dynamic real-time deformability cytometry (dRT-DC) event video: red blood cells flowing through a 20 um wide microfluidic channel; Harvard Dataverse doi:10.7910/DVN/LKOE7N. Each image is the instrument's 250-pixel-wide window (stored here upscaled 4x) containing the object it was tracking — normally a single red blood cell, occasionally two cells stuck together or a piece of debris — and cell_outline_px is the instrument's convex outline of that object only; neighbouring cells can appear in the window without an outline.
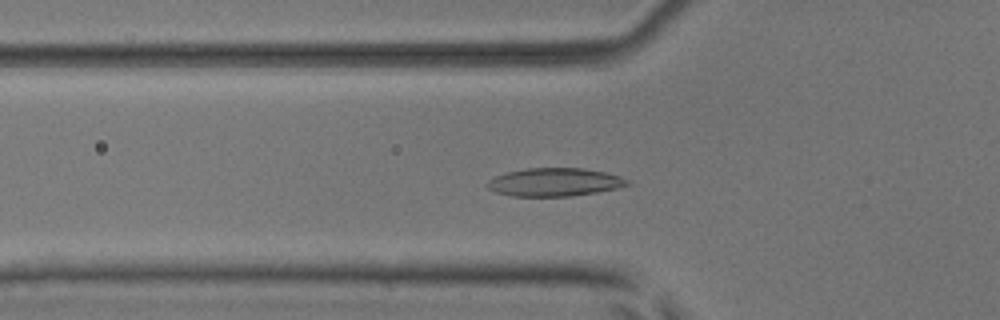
{"species": "common noctule bat (a hibernating species)", "species_latin": "Nyctalus noctula", "temperature_condition": "room temperature", "stored_images_in_passage": 43, "camera_frame_rate_fps": 3000, "um_per_image_px": 0.085, "animal": {"sex": "male", "body_mass_g": 17.9, "forearm_length_mm": 54.2}, "frame": {"image": 1, "passage_image": 8, "time_ms": 2.333, "image_size_px": [1000, 320], "cell_outline_px": [[632, 184], [616, 188], [596, 192], [568, 196], [512, 196], [496, 192], [488, 188], [484, 184], [488, 180], [496, 176], [508, 172], [528, 168], [580, 168], [604, 172], [620, 176], [628, 180]], "centroid_in_image_um": [47.12, 15.48], "position_along_channel_um": 78.7, "area_um2": 22.83}}
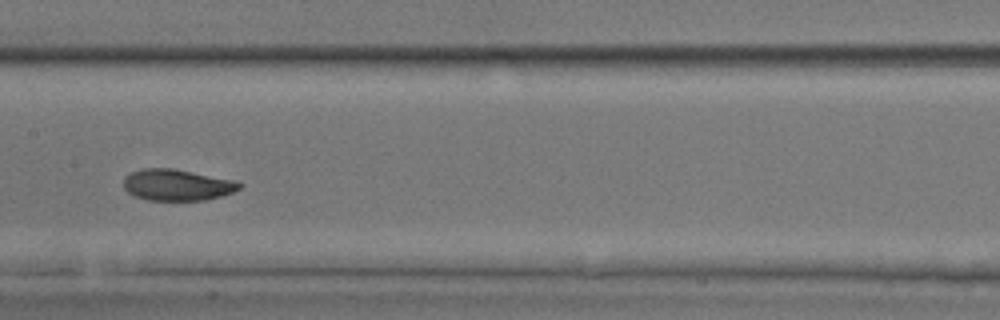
{"frame": {"image": 2, "passage_image": 17, "time_ms": 5.333, "image_size_px": [1000, 320], "cell_outline_px": [[244, 184], [240, 188], [232, 192], [220, 196], [204, 200], [148, 200], [136, 196], [128, 192], [124, 188], [124, 176], [132, 172], [144, 168], [172, 168], [236, 180]], "centroid_in_image_um": [15.06, 15.71], "position_along_channel_um": 192.3, "area_um2": 21.1}}
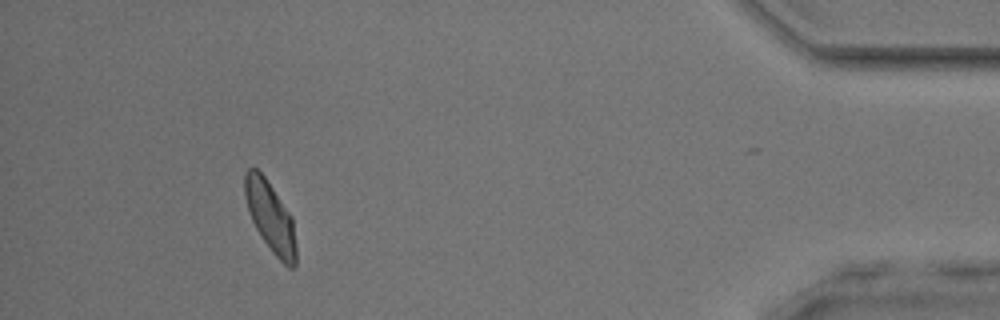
{"frame": {"image": 3, "passage_image": 39, "time_ms": 12.667, "image_size_px": [1000, 320], "cell_outline_px": [[296, 264], [292, 268], [288, 268], [272, 252], [256, 228], [252, 220], [244, 196], [244, 172], [248, 168], [256, 168], [264, 176], [292, 216], [296, 244]], "centroid_in_image_um": [22.98, 18.43], "position_along_channel_um": 412.2, "area_um2": 20.87}, "authors_computed_cell_mechanics": {"area_um2": 21.097, "velocity_mm_per_s": 3.7912, "shape_relaxation_time_tau1_ms": 2.7152, "shape_relaxation_time_tau2_ms": 1.5573, "deformation_change_tau1": 0.113, "deformation_change_tau2": 0.0493}}